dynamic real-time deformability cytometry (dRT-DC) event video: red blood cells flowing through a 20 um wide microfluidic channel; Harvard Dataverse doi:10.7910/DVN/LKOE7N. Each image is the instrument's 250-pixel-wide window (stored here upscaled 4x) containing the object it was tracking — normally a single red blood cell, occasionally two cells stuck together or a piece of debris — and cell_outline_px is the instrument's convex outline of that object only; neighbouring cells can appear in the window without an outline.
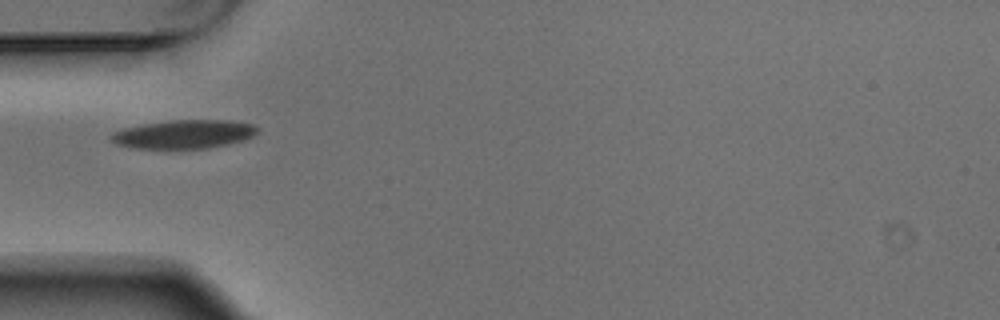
{"species": "Egyptian fruit bat (a non-hibernating species)", "species_latin": "Rousettus aegyptiacus", "temperature_condition": "warm", "stored_images_in_passage": 3, "camera_frame_rate_fps": 3000, "um_per_image_px": 0.085, "animal": {"sex": "male"}, "frame": {"image": 1, "passage_image": 2, "time_ms": 0.333, "image_size_px": [1000, 320], "cell_outline_px": [[260, 128], [252, 136], [244, 140], [208, 148], [136, 148], [116, 144], [108, 136], [112, 132], [124, 128], [140, 124], [172, 120], [232, 120], [252, 124]], "centroid_in_image_um": [15.62, 11.39], "position_along_channel_um": 69.4, "area_um2": 24.39}}
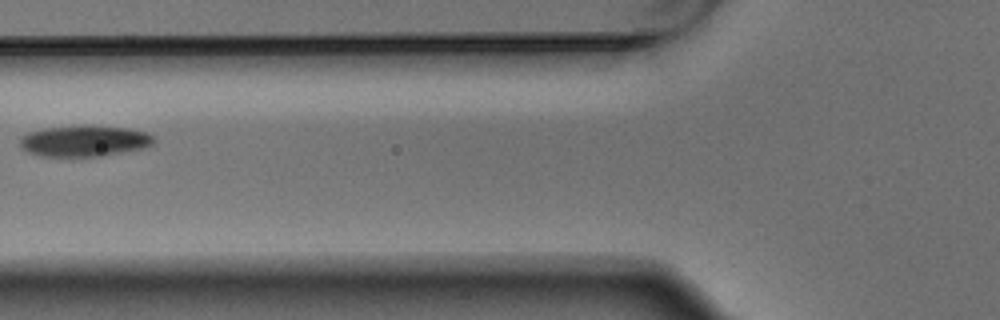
{"frame": {"image": 2, "passage_image": 3, "time_ms": 0.667, "image_size_px": [1000, 320], "cell_outline_px": [[156, 140], [152, 144], [144, 148], [100, 156], [40, 156], [28, 152], [20, 148], [20, 140], [28, 132], [44, 128], [72, 124], [92, 124], [128, 128], [144, 132], [152, 136]], "centroid_in_image_um": [7.15, 11.95], "position_along_channel_um": 118.7, "area_um2": 24.68}}